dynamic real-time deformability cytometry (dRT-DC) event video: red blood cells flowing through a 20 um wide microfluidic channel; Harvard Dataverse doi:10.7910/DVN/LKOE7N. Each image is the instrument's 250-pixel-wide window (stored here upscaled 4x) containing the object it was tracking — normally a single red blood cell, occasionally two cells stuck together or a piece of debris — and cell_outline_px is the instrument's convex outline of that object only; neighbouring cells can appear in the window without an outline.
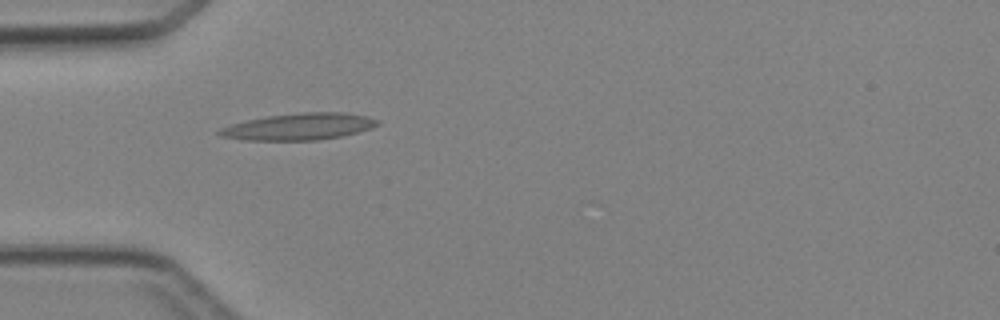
{"species": "Egyptian fruit bat (a non-hibernating species)", "species_latin": "Rousettus aegyptiacus", "temperature_condition": "cold", "stored_images_in_passage": 4, "camera_frame_rate_fps": 3000, "um_per_image_px": 0.085, "animal": {"sex": "female"}, "frame": {"image": 1, "passage_image": 2, "time_ms": 2.0, "image_size_px": [1000, 320], "cell_outline_px": [[380, 124], [372, 128], [340, 136], [316, 140], [244, 140], [220, 136], [216, 132], [220, 128], [232, 124], [248, 120], [268, 116], [304, 112], [344, 112], [368, 116], [380, 120]], "centroid_in_image_um": [25.44, 10.76], "position_along_channel_um": 59.6, "area_um2": 24.51}}
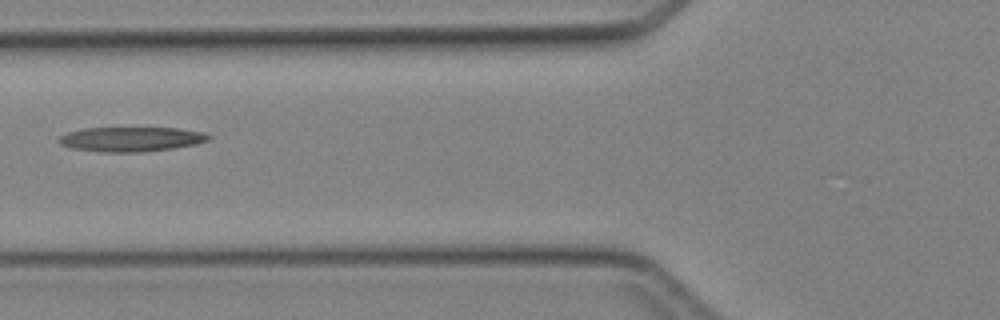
{"frame": {"image": 2, "passage_image": 3, "time_ms": 3.333, "image_size_px": [1000, 320], "cell_outline_px": [[212, 136], [208, 140], [196, 144], [172, 148], [144, 152], [104, 152], [72, 148], [60, 144], [56, 140], [60, 136], [68, 132], [84, 128], [176, 128], [204, 132]], "centroid_in_image_um": [11.14, 11.83], "position_along_channel_um": 114.7, "area_um2": 21.44}}
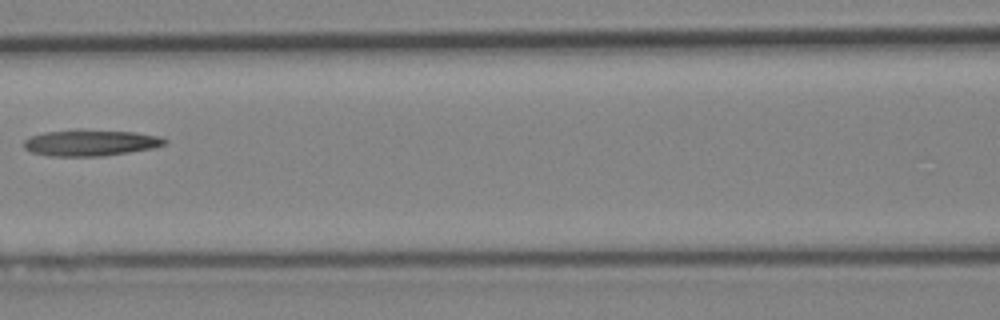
{"frame": {"image": 3, "passage_image": 4, "time_ms": 4.333, "image_size_px": [1000, 320], "cell_outline_px": [[168, 144], [156, 148], [104, 156], [48, 156], [32, 152], [24, 148], [24, 140], [32, 136], [44, 132], [76, 128], [80, 128], [136, 132], [160, 136], [168, 140]], "centroid_in_image_um": [7.75, 12.12], "position_along_channel_um": 158.9, "area_um2": 22.2}}